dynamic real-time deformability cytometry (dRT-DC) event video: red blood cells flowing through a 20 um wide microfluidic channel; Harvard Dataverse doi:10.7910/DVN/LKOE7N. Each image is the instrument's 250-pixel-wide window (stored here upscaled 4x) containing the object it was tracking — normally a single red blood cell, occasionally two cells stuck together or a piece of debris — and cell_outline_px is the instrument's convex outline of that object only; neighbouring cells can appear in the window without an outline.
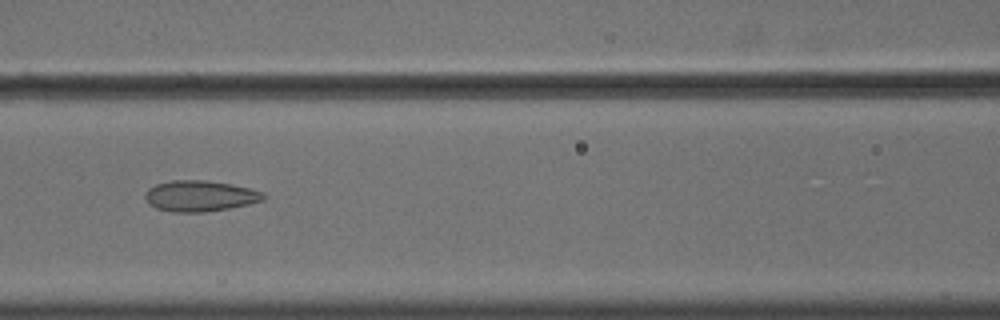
{"species": "common noctule bat (a hibernating species)", "species_latin": "Nyctalus noctula", "temperature_condition": "cold", "stored_images_in_passage": 44, "camera_frame_rate_fps": 3000, "um_per_image_px": 0.085, "animal": {"sex": "male", "body_mass_g": 18.8}, "frame": {"image": 1, "passage_image": 19, "time_ms": 6.0, "image_size_px": [1000, 320], "cell_outline_px": [[268, 196], [264, 200], [248, 204], [228, 208], [204, 212], [172, 212], [156, 208], [148, 204], [144, 196], [148, 188], [156, 184], [172, 180], [204, 180], [232, 184], [252, 188], [264, 192]], "centroid_in_image_um": [17.02, 16.65], "position_along_channel_um": 149.6, "area_um2": 21.5}}
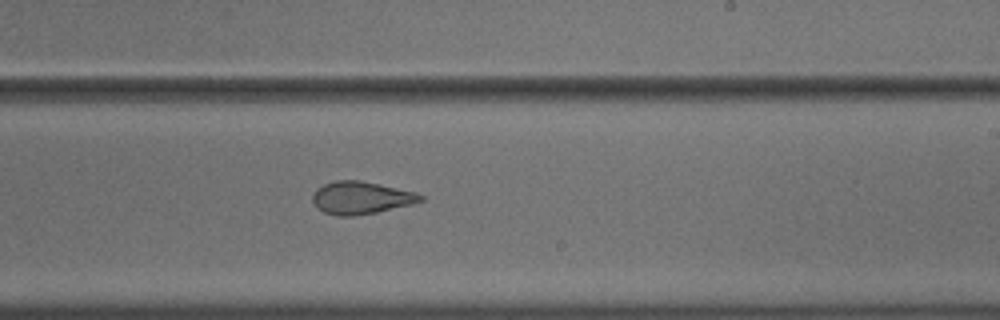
{"frame": {"image": 2, "passage_image": 28, "time_ms": 9.0, "image_size_px": [1000, 320], "cell_outline_px": [[424, 200], [412, 204], [376, 212], [356, 216], [336, 216], [324, 212], [316, 208], [312, 200], [312, 192], [316, 188], [324, 184], [336, 180], [360, 180], [380, 184], [416, 192], [424, 196]], "centroid_in_image_um": [30.65, 16.81], "position_along_channel_um": 258.3, "area_um2": 20.69}}
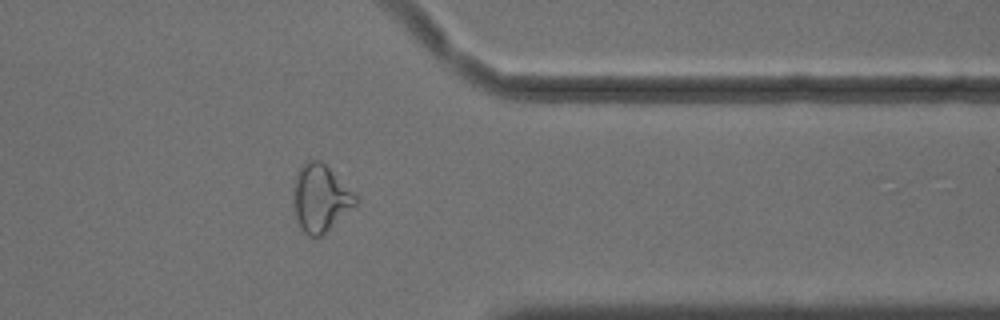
{"frame": {"image": 3, "passage_image": 39, "time_ms": 12.667, "image_size_px": [1000, 320], "cell_outline_px": [[360, 204], [320, 236], [312, 240], [300, 228], [296, 216], [292, 200], [292, 188], [296, 176], [304, 160], [320, 160], [360, 200]], "centroid_in_image_um": [27.22, 16.88], "position_along_channel_um": 384.2, "area_um2": 24.57}, "authors_computed_cell_mechanics": {"area_um2": 22.253, "velocity_mm_per_s": 3.6237, "shape_relaxation_time_tau1_ms": null, "shape_relaxation_time_tau2_ms": 1.9083, "deformation_change_tau1": null, "deformation_change_tau2": 0.091}}